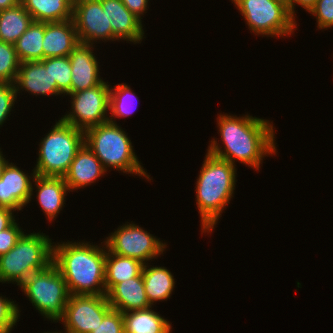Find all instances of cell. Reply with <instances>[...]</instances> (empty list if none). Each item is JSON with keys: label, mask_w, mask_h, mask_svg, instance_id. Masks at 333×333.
Returning <instances> with one entry per match:
<instances>
[{"label": "cell", "mask_w": 333, "mask_h": 333, "mask_svg": "<svg viewBox=\"0 0 333 333\" xmlns=\"http://www.w3.org/2000/svg\"><path fill=\"white\" fill-rule=\"evenodd\" d=\"M223 150L215 139L208 153L235 165V160L259 170L263 158L276 154L275 131L269 120L244 115L221 114L217 118Z\"/></svg>", "instance_id": "cell-1"}, {"label": "cell", "mask_w": 333, "mask_h": 333, "mask_svg": "<svg viewBox=\"0 0 333 333\" xmlns=\"http://www.w3.org/2000/svg\"><path fill=\"white\" fill-rule=\"evenodd\" d=\"M57 244L53 245V263L62 274L70 295H106L105 242V247L89 242Z\"/></svg>", "instance_id": "cell-2"}, {"label": "cell", "mask_w": 333, "mask_h": 333, "mask_svg": "<svg viewBox=\"0 0 333 333\" xmlns=\"http://www.w3.org/2000/svg\"><path fill=\"white\" fill-rule=\"evenodd\" d=\"M196 185V204L203 232H212L233 197L236 167L207 152ZM225 207V208H224Z\"/></svg>", "instance_id": "cell-3"}, {"label": "cell", "mask_w": 333, "mask_h": 333, "mask_svg": "<svg viewBox=\"0 0 333 333\" xmlns=\"http://www.w3.org/2000/svg\"><path fill=\"white\" fill-rule=\"evenodd\" d=\"M85 145L96 155L103 167L120 170L126 174L147 177L137 158L131 140L117 124L106 122L84 131Z\"/></svg>", "instance_id": "cell-4"}, {"label": "cell", "mask_w": 333, "mask_h": 333, "mask_svg": "<svg viewBox=\"0 0 333 333\" xmlns=\"http://www.w3.org/2000/svg\"><path fill=\"white\" fill-rule=\"evenodd\" d=\"M45 233H23L15 246L0 255V282L21 285L32 273L53 263V245Z\"/></svg>", "instance_id": "cell-5"}, {"label": "cell", "mask_w": 333, "mask_h": 333, "mask_svg": "<svg viewBox=\"0 0 333 333\" xmlns=\"http://www.w3.org/2000/svg\"><path fill=\"white\" fill-rule=\"evenodd\" d=\"M42 139L33 170L40 176L64 177L84 144V131L60 119Z\"/></svg>", "instance_id": "cell-6"}, {"label": "cell", "mask_w": 333, "mask_h": 333, "mask_svg": "<svg viewBox=\"0 0 333 333\" xmlns=\"http://www.w3.org/2000/svg\"><path fill=\"white\" fill-rule=\"evenodd\" d=\"M19 287L42 316L53 322L64 316L70 292L54 263L32 273Z\"/></svg>", "instance_id": "cell-7"}, {"label": "cell", "mask_w": 333, "mask_h": 333, "mask_svg": "<svg viewBox=\"0 0 333 333\" xmlns=\"http://www.w3.org/2000/svg\"><path fill=\"white\" fill-rule=\"evenodd\" d=\"M256 35L287 36L295 30L296 21L286 0H231Z\"/></svg>", "instance_id": "cell-8"}, {"label": "cell", "mask_w": 333, "mask_h": 333, "mask_svg": "<svg viewBox=\"0 0 333 333\" xmlns=\"http://www.w3.org/2000/svg\"><path fill=\"white\" fill-rule=\"evenodd\" d=\"M109 86L108 82L103 81L95 87L68 94L72 99V112L61 117V120L82 131L108 122Z\"/></svg>", "instance_id": "cell-9"}, {"label": "cell", "mask_w": 333, "mask_h": 333, "mask_svg": "<svg viewBox=\"0 0 333 333\" xmlns=\"http://www.w3.org/2000/svg\"><path fill=\"white\" fill-rule=\"evenodd\" d=\"M119 226L114 233L106 237L107 249L114 254L131 257L144 265L146 261L163 254L166 243L145 231L142 227L129 223Z\"/></svg>", "instance_id": "cell-10"}, {"label": "cell", "mask_w": 333, "mask_h": 333, "mask_svg": "<svg viewBox=\"0 0 333 333\" xmlns=\"http://www.w3.org/2000/svg\"><path fill=\"white\" fill-rule=\"evenodd\" d=\"M111 310L106 295H70L59 321L65 333H90Z\"/></svg>", "instance_id": "cell-11"}, {"label": "cell", "mask_w": 333, "mask_h": 333, "mask_svg": "<svg viewBox=\"0 0 333 333\" xmlns=\"http://www.w3.org/2000/svg\"><path fill=\"white\" fill-rule=\"evenodd\" d=\"M72 20L80 43L93 45L97 40H112L110 17L100 0H74Z\"/></svg>", "instance_id": "cell-12"}, {"label": "cell", "mask_w": 333, "mask_h": 333, "mask_svg": "<svg viewBox=\"0 0 333 333\" xmlns=\"http://www.w3.org/2000/svg\"><path fill=\"white\" fill-rule=\"evenodd\" d=\"M35 175L33 171L30 177L15 164L8 162L0 178V207L22 210L32 199L34 188L31 178H35Z\"/></svg>", "instance_id": "cell-13"}, {"label": "cell", "mask_w": 333, "mask_h": 333, "mask_svg": "<svg viewBox=\"0 0 333 333\" xmlns=\"http://www.w3.org/2000/svg\"><path fill=\"white\" fill-rule=\"evenodd\" d=\"M14 84L17 94L25 90L34 95H61L50 74V58L21 62Z\"/></svg>", "instance_id": "cell-14"}, {"label": "cell", "mask_w": 333, "mask_h": 333, "mask_svg": "<svg viewBox=\"0 0 333 333\" xmlns=\"http://www.w3.org/2000/svg\"><path fill=\"white\" fill-rule=\"evenodd\" d=\"M93 48V45L79 43L69 55L72 71L71 93L95 87L104 81L100 78Z\"/></svg>", "instance_id": "cell-15"}, {"label": "cell", "mask_w": 333, "mask_h": 333, "mask_svg": "<svg viewBox=\"0 0 333 333\" xmlns=\"http://www.w3.org/2000/svg\"><path fill=\"white\" fill-rule=\"evenodd\" d=\"M103 10L110 17L112 41L126 40L141 43L144 30L142 20L136 17L121 0H100Z\"/></svg>", "instance_id": "cell-16"}, {"label": "cell", "mask_w": 333, "mask_h": 333, "mask_svg": "<svg viewBox=\"0 0 333 333\" xmlns=\"http://www.w3.org/2000/svg\"><path fill=\"white\" fill-rule=\"evenodd\" d=\"M79 43L72 19L44 23L43 59L69 56Z\"/></svg>", "instance_id": "cell-17"}, {"label": "cell", "mask_w": 333, "mask_h": 333, "mask_svg": "<svg viewBox=\"0 0 333 333\" xmlns=\"http://www.w3.org/2000/svg\"><path fill=\"white\" fill-rule=\"evenodd\" d=\"M96 155L85 145L78 150L70 168L64 176L69 191L94 183L107 172Z\"/></svg>", "instance_id": "cell-18"}, {"label": "cell", "mask_w": 333, "mask_h": 333, "mask_svg": "<svg viewBox=\"0 0 333 333\" xmlns=\"http://www.w3.org/2000/svg\"><path fill=\"white\" fill-rule=\"evenodd\" d=\"M106 296L112 309L121 313L151 307L146 296L142 272L137 277L115 284Z\"/></svg>", "instance_id": "cell-19"}, {"label": "cell", "mask_w": 333, "mask_h": 333, "mask_svg": "<svg viewBox=\"0 0 333 333\" xmlns=\"http://www.w3.org/2000/svg\"><path fill=\"white\" fill-rule=\"evenodd\" d=\"M36 197L41 210L47 215L49 221L56 218L64 206L66 192H69L64 177L35 175Z\"/></svg>", "instance_id": "cell-20"}, {"label": "cell", "mask_w": 333, "mask_h": 333, "mask_svg": "<svg viewBox=\"0 0 333 333\" xmlns=\"http://www.w3.org/2000/svg\"><path fill=\"white\" fill-rule=\"evenodd\" d=\"M36 22L51 23L72 19L74 0H21Z\"/></svg>", "instance_id": "cell-21"}, {"label": "cell", "mask_w": 333, "mask_h": 333, "mask_svg": "<svg viewBox=\"0 0 333 333\" xmlns=\"http://www.w3.org/2000/svg\"><path fill=\"white\" fill-rule=\"evenodd\" d=\"M122 314L124 333H171L169 321L152 310V306Z\"/></svg>", "instance_id": "cell-22"}, {"label": "cell", "mask_w": 333, "mask_h": 333, "mask_svg": "<svg viewBox=\"0 0 333 333\" xmlns=\"http://www.w3.org/2000/svg\"><path fill=\"white\" fill-rule=\"evenodd\" d=\"M147 265L148 263L143 265L142 277L147 299L152 306L154 302L170 298L175 286V279L167 268Z\"/></svg>", "instance_id": "cell-23"}, {"label": "cell", "mask_w": 333, "mask_h": 333, "mask_svg": "<svg viewBox=\"0 0 333 333\" xmlns=\"http://www.w3.org/2000/svg\"><path fill=\"white\" fill-rule=\"evenodd\" d=\"M143 265L139 260L111 253L106 247V293L115 284L137 277L142 272Z\"/></svg>", "instance_id": "cell-24"}, {"label": "cell", "mask_w": 333, "mask_h": 333, "mask_svg": "<svg viewBox=\"0 0 333 333\" xmlns=\"http://www.w3.org/2000/svg\"><path fill=\"white\" fill-rule=\"evenodd\" d=\"M33 21L22 3L0 10V41L15 44Z\"/></svg>", "instance_id": "cell-25"}, {"label": "cell", "mask_w": 333, "mask_h": 333, "mask_svg": "<svg viewBox=\"0 0 333 333\" xmlns=\"http://www.w3.org/2000/svg\"><path fill=\"white\" fill-rule=\"evenodd\" d=\"M44 23L33 21L16 41L15 50L21 62L43 60Z\"/></svg>", "instance_id": "cell-26"}, {"label": "cell", "mask_w": 333, "mask_h": 333, "mask_svg": "<svg viewBox=\"0 0 333 333\" xmlns=\"http://www.w3.org/2000/svg\"><path fill=\"white\" fill-rule=\"evenodd\" d=\"M131 91V88L126 85V83L118 84L116 87L110 88L109 111L112 118L109 117V122L116 123V121L113 119L114 117L116 119L119 117L123 118L131 115L134 112L135 109L132 107L134 106L133 99L135 97V99H137V96H135V93Z\"/></svg>", "instance_id": "cell-27"}, {"label": "cell", "mask_w": 333, "mask_h": 333, "mask_svg": "<svg viewBox=\"0 0 333 333\" xmlns=\"http://www.w3.org/2000/svg\"><path fill=\"white\" fill-rule=\"evenodd\" d=\"M20 63L15 45L0 41V83L14 84Z\"/></svg>", "instance_id": "cell-28"}, {"label": "cell", "mask_w": 333, "mask_h": 333, "mask_svg": "<svg viewBox=\"0 0 333 333\" xmlns=\"http://www.w3.org/2000/svg\"><path fill=\"white\" fill-rule=\"evenodd\" d=\"M50 74L53 82H57V89L61 94L71 93V63L69 56L50 57Z\"/></svg>", "instance_id": "cell-29"}, {"label": "cell", "mask_w": 333, "mask_h": 333, "mask_svg": "<svg viewBox=\"0 0 333 333\" xmlns=\"http://www.w3.org/2000/svg\"><path fill=\"white\" fill-rule=\"evenodd\" d=\"M19 307L14 301L0 296V333H11L13 327L19 321Z\"/></svg>", "instance_id": "cell-30"}, {"label": "cell", "mask_w": 333, "mask_h": 333, "mask_svg": "<svg viewBox=\"0 0 333 333\" xmlns=\"http://www.w3.org/2000/svg\"><path fill=\"white\" fill-rule=\"evenodd\" d=\"M17 99L15 84L0 83V126L11 114V109Z\"/></svg>", "instance_id": "cell-31"}, {"label": "cell", "mask_w": 333, "mask_h": 333, "mask_svg": "<svg viewBox=\"0 0 333 333\" xmlns=\"http://www.w3.org/2000/svg\"><path fill=\"white\" fill-rule=\"evenodd\" d=\"M309 13L316 16L320 30L333 27V0H317Z\"/></svg>", "instance_id": "cell-32"}, {"label": "cell", "mask_w": 333, "mask_h": 333, "mask_svg": "<svg viewBox=\"0 0 333 333\" xmlns=\"http://www.w3.org/2000/svg\"><path fill=\"white\" fill-rule=\"evenodd\" d=\"M90 333H124L123 314L112 309Z\"/></svg>", "instance_id": "cell-33"}, {"label": "cell", "mask_w": 333, "mask_h": 333, "mask_svg": "<svg viewBox=\"0 0 333 333\" xmlns=\"http://www.w3.org/2000/svg\"><path fill=\"white\" fill-rule=\"evenodd\" d=\"M24 231L19 227L17 222H14L6 230L0 232V255L11 250Z\"/></svg>", "instance_id": "cell-34"}, {"label": "cell", "mask_w": 333, "mask_h": 333, "mask_svg": "<svg viewBox=\"0 0 333 333\" xmlns=\"http://www.w3.org/2000/svg\"><path fill=\"white\" fill-rule=\"evenodd\" d=\"M122 3L140 20L141 15L147 10L149 0H121Z\"/></svg>", "instance_id": "cell-35"}, {"label": "cell", "mask_w": 333, "mask_h": 333, "mask_svg": "<svg viewBox=\"0 0 333 333\" xmlns=\"http://www.w3.org/2000/svg\"><path fill=\"white\" fill-rule=\"evenodd\" d=\"M12 210L7 207H0V232L6 230L16 221Z\"/></svg>", "instance_id": "cell-36"}, {"label": "cell", "mask_w": 333, "mask_h": 333, "mask_svg": "<svg viewBox=\"0 0 333 333\" xmlns=\"http://www.w3.org/2000/svg\"><path fill=\"white\" fill-rule=\"evenodd\" d=\"M317 0H286L290 14L295 18V4L301 5L306 11H309L315 6Z\"/></svg>", "instance_id": "cell-37"}, {"label": "cell", "mask_w": 333, "mask_h": 333, "mask_svg": "<svg viewBox=\"0 0 333 333\" xmlns=\"http://www.w3.org/2000/svg\"><path fill=\"white\" fill-rule=\"evenodd\" d=\"M21 3V0H0V10L14 7Z\"/></svg>", "instance_id": "cell-38"}, {"label": "cell", "mask_w": 333, "mask_h": 333, "mask_svg": "<svg viewBox=\"0 0 333 333\" xmlns=\"http://www.w3.org/2000/svg\"><path fill=\"white\" fill-rule=\"evenodd\" d=\"M9 161H6V159L4 158L2 151L0 149V178L3 172L4 167L7 165Z\"/></svg>", "instance_id": "cell-39"}, {"label": "cell", "mask_w": 333, "mask_h": 333, "mask_svg": "<svg viewBox=\"0 0 333 333\" xmlns=\"http://www.w3.org/2000/svg\"><path fill=\"white\" fill-rule=\"evenodd\" d=\"M44 333H61V331H60V332H57V331H56V332H48V331H47V332H44ZM62 333H63V332H62Z\"/></svg>", "instance_id": "cell-40"}]
</instances>
